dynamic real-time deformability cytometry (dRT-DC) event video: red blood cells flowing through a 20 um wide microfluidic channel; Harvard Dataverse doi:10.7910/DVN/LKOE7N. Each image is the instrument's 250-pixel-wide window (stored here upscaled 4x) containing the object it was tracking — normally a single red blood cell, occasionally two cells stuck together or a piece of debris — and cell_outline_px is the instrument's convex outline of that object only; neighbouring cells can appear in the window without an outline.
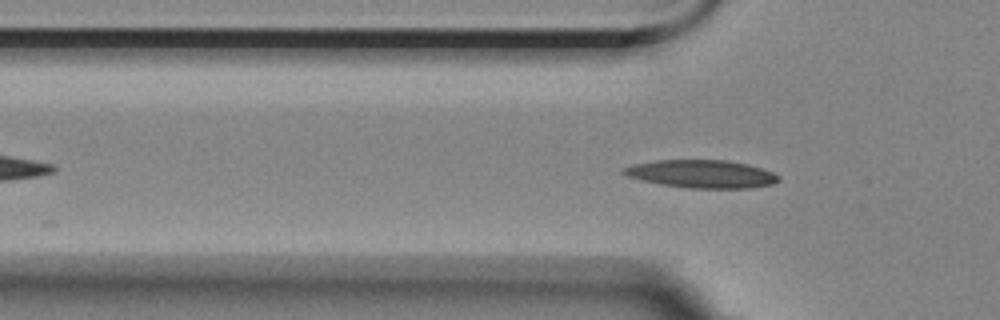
{"species": "Egyptian fruit bat (a non-hibernating species)", "species_latin": "Rousettus aegyptiacus", "temperature_condition": "room temperature", "stored_images_in_passage": 6, "segment_of_instrument_passage": [2, 2], "camera_frame_rate_fps": 3000, "um_per_image_px": 0.085, "animal": {"sex": "female"}, "frame": {"image": 1, "passage_image": 6, "time_ms": 5.667, "image_size_px": [1000, 320], "cell_outline_px": [[780, 180], [772, 184], [748, 188], [688, 188], [660, 184], [628, 176], [620, 172], [620, 168], [632, 164], [656, 160], [728, 160], [748, 164], [772, 172], [780, 176]], "centroid_in_image_um": [59.61, 14.78], "position_along_channel_um": 66.2, "area_um2": 25.26}}